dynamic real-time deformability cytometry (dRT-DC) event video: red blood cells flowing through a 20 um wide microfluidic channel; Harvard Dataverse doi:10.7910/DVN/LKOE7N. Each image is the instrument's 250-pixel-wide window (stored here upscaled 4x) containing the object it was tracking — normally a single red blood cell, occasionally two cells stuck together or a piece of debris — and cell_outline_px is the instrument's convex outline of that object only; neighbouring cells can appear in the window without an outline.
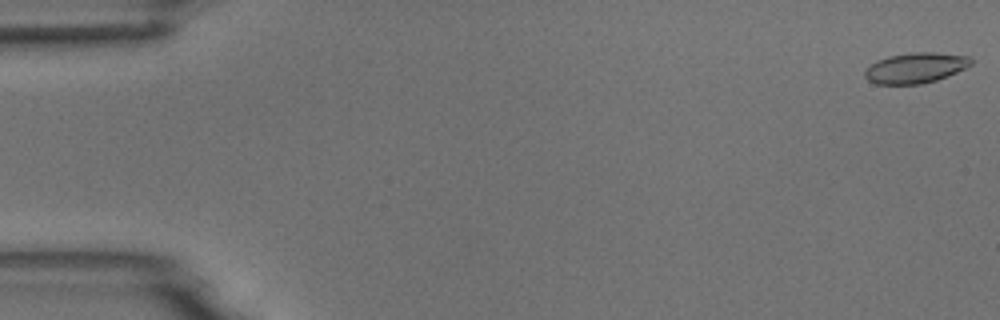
{"species": "common noctule bat (a hibernating species)", "species_latin": "Nyctalus noctula", "temperature_condition": "room temperature", "stored_images_in_passage": 55, "camera_frame_rate_fps": 3000, "um_per_image_px": 0.085, "animal": {"sex": "male", "body_mass_g": 18.8}, "frame": {"image": 1, "passage_image": 1, "time_ms": 0.0, "image_size_px": [1000, 320], "cell_outline_px": [[972, 64], [948, 76], [936, 80], [920, 84], [876, 84], [868, 80], [864, 76], [864, 72], [876, 60], [888, 56], [912, 52], [932, 52], [968, 56], [972, 60]], "centroid_in_image_um": [77.8, 5.77], "position_along_channel_um": 7.2, "area_um2": 18.73}}
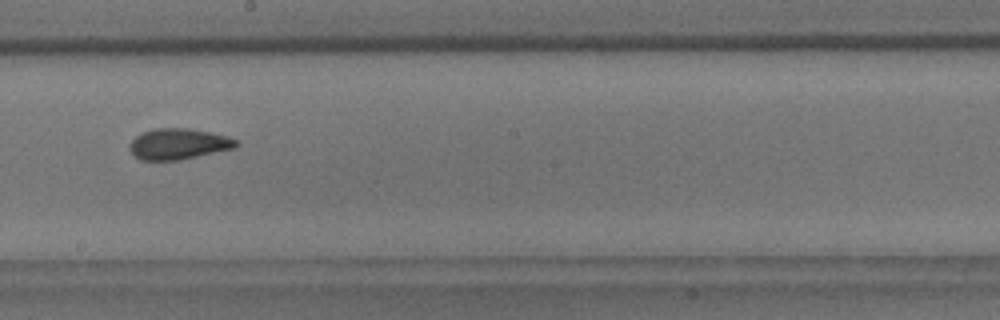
{"frame": {"image": 2, "passage_image": 31, "time_ms": 10.0, "image_size_px": [1000, 320], "cell_outline_px": [[240, 144], [236, 148], [180, 160], [140, 160], [128, 148], [132, 140], [140, 132], [152, 128], [188, 128], [228, 136], [236, 140]], "centroid_in_image_um": [15.17, 12.23], "position_along_channel_um": 233.0, "area_um2": 19.31}}
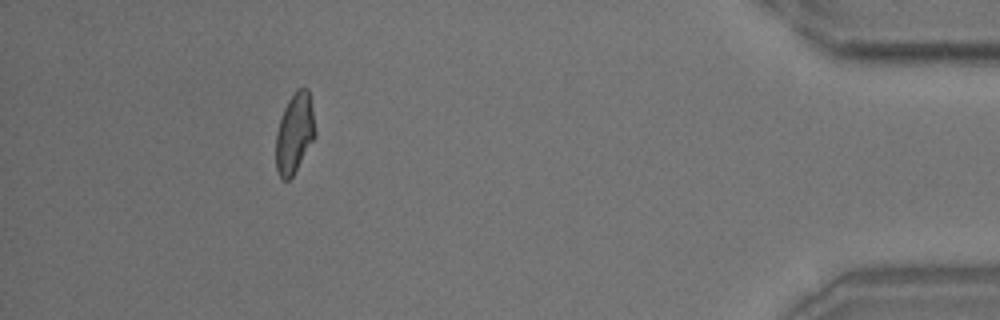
{"frame": {"image": 3, "passage_image": 50, "time_ms": 16.333, "image_size_px": [1000, 320], "cell_outline_px": [[316, 136], [292, 176], [288, 180], [284, 180], [280, 176], [276, 168], [276, 132], [284, 108], [288, 100], [296, 88], [308, 88], [312, 108], [316, 132]], "centroid_in_image_um": [25.04, 11.3], "position_along_channel_um": 410.2, "area_um2": 18.21}, "authors_computed_cell_mechanics": {"area_um2": 18.9006, "velocity_mm_per_s": 3.6879, "shape_relaxation_time_tau1_ms": 5.758, "shape_relaxation_time_tau2_ms": 1.4949, "deformation_change_tau1": 0.1471, "deformation_change_tau2": 0.075}}